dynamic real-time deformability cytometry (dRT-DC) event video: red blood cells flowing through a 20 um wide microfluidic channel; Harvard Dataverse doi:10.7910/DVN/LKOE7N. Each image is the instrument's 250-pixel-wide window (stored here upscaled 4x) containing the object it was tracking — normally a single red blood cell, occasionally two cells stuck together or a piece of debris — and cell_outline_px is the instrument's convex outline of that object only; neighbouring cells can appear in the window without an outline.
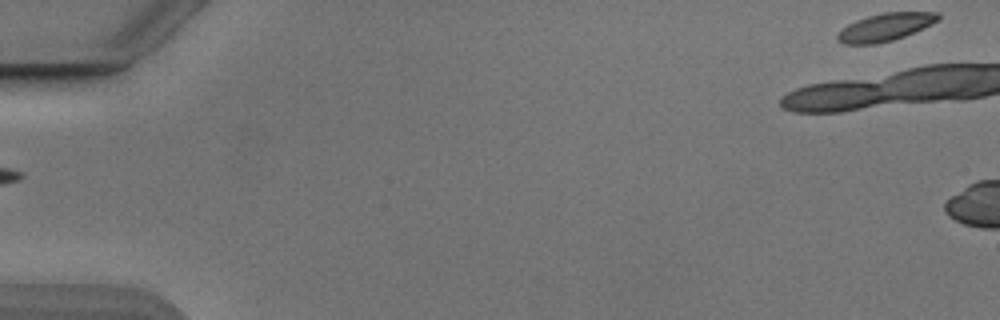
{"species": "Egyptian fruit bat (a non-hibernating species)", "species_latin": "Rousettus aegyptiacus", "temperature_condition": "cold", "stored_images_in_passage": 5, "camera_frame_rate_fps": 3000, "um_per_image_px": 0.085, "animal": {"sex": "male"}, "frame": {"image": 1, "passage_image": 1, "time_ms": 0.0, "image_size_px": [1000, 320], "cell_outline_px": [[940, 20], [932, 24], [904, 36], [892, 40], [876, 44], [844, 44], [836, 40], [836, 36], [840, 28], [856, 20], [868, 16], [884, 12], [940, 12]], "centroid_in_image_um": [75.23, 2.3], "position_along_channel_um": 9.8, "area_um2": 16.36}}